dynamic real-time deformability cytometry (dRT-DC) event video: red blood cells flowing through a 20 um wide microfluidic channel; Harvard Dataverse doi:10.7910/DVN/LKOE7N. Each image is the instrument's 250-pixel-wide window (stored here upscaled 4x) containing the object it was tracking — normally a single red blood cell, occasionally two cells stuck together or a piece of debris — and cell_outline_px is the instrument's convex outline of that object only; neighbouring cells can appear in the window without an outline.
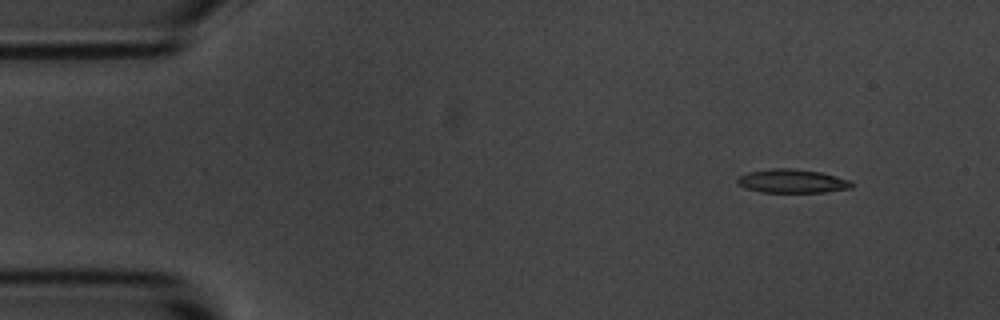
{"species": "common noctule bat (a hibernating species)", "species_latin": "Nyctalus noctula", "temperature_condition": "room temperature", "stored_images_in_passage": 5, "camera_frame_rate_fps": 3000, "um_per_image_px": 0.085, "animal": {"sex": "male", "body_mass_g": 20.1, "forearm_length_mm": 53.5}, "frame": {"image": 1, "passage_image": 2, "time_ms": 1.333, "image_size_px": [1000, 320], "cell_outline_px": [[856, 184], [852, 188], [824, 192], [760, 192], [744, 188], [736, 184], [736, 180], [740, 176], [748, 172], [776, 168], [792, 168], [820, 172], [852, 180]], "centroid_in_image_um": [67.36, 15.4], "position_along_channel_um": 17.6, "area_um2": 15.95}}
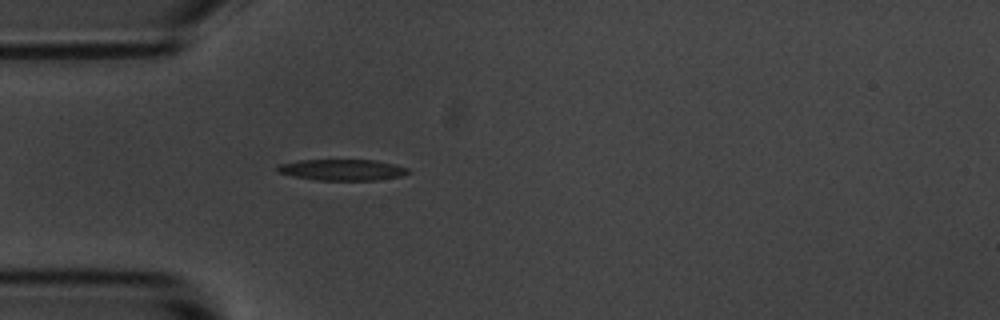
{"frame": {"image": 2, "passage_image": 5, "time_ms": 4.667, "image_size_px": [1000, 320], "cell_outline_px": [[408, 172], [400, 176], [376, 180], [320, 180], [292, 176], [276, 172], [276, 164], [300, 160], [376, 160], [408, 168]], "centroid_in_image_um": [29.0, 14.43], "position_along_channel_um": 56.0, "area_um2": 16.01}}